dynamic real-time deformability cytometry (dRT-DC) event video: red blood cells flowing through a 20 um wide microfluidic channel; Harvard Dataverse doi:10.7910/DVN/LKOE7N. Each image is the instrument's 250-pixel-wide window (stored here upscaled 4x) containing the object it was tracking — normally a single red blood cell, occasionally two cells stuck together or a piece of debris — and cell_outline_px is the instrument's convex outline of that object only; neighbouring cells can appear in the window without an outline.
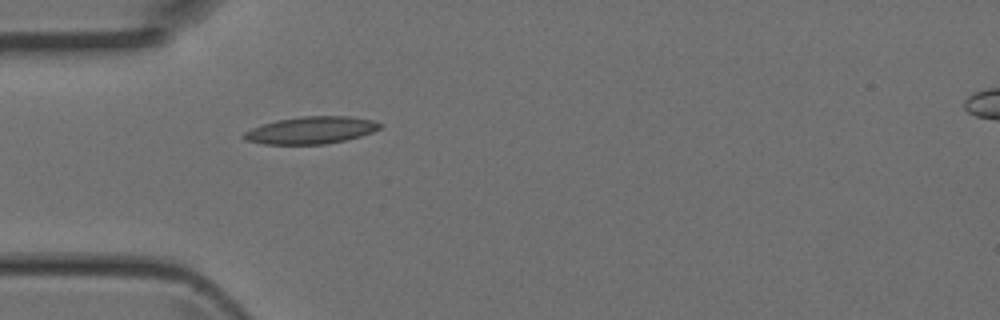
{"species": "Egyptian fruit bat (a non-hibernating species)", "species_latin": "Rousettus aegyptiacus", "temperature_condition": "room temperature", "stored_images_in_passage": 6, "camera_frame_rate_fps": 3000, "um_per_image_px": 0.085, "animal": {"sex": "female"}, "frame": {"image": 1, "passage_image": 5, "time_ms": 1.333, "image_size_px": [1000, 320], "cell_outline_px": [[384, 124], [380, 128], [372, 132], [360, 136], [344, 140], [324, 144], [264, 144], [244, 140], [240, 136], [244, 132], [252, 128], [276, 120], [300, 116], [348, 116], [372, 120]], "centroid_in_image_um": [26.42, 11.06], "position_along_channel_um": 58.6, "area_um2": 21.56}}